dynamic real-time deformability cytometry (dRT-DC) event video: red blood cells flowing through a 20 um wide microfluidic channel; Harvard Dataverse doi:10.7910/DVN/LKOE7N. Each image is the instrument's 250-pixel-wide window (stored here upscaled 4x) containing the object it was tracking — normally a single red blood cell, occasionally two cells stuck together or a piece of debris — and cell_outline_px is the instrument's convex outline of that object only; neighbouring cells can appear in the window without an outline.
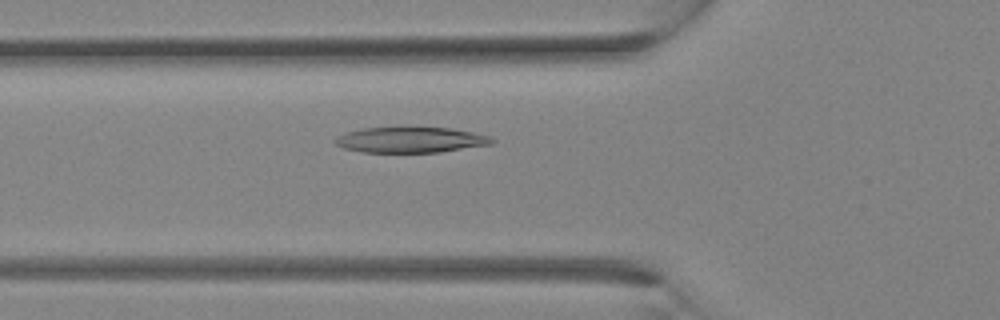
{"species": "Egyptian fruit bat (a non-hibernating species)", "species_latin": "Rousettus aegyptiacus", "temperature_condition": "room temperature", "stored_images_in_passage": 11, "camera_frame_rate_fps": 3000, "um_per_image_px": 0.085, "animal": {"sex": "female"}, "frame": {"image": 1, "passage_image": 10, "time_ms": 3.0, "image_size_px": [1000, 320], "cell_outline_px": [[496, 140], [492, 144], [440, 152], [360, 152], [344, 148], [336, 144], [332, 140], [336, 136], [348, 132], [364, 128], [400, 124], [408, 124], [452, 128], [492, 136]], "centroid_in_image_um": [34.9, 11.83], "position_along_channel_um": 90.9, "area_um2": 24.68}}